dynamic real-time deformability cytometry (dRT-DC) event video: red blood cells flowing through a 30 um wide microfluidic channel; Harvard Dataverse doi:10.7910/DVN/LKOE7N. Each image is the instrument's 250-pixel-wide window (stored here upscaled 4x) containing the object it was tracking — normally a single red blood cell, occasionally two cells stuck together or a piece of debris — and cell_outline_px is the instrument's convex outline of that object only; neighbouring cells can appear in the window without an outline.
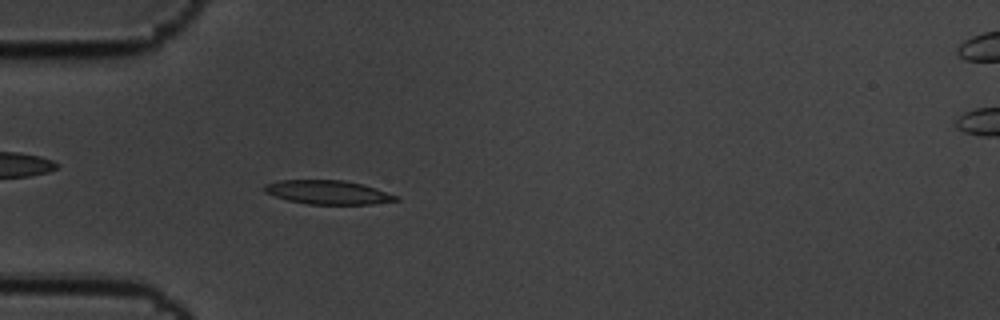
{"species": "common noctule bat (a hibernating species)", "species_latin": "Nyctalus noctula", "temperature_condition": "cold", "stored_images_in_passage": 56, "camera_frame_rate_fps": 3000, "um_per_image_px": 0.085, "animal": {"sex": "male", "body_mass_g": 19.5, "forearm_length_mm": 54.6}, "frame": {"image": 1, "passage_image": 15, "time_ms": 4.667, "image_size_px": [1000, 320], "cell_outline_px": [[400, 200], [368, 204], [308, 204], [288, 200], [264, 192], [264, 184], [280, 180], [344, 180], [360, 184], [400, 196]], "centroid_in_image_um": [27.86, 16.34], "position_along_channel_um": 57.1, "area_um2": 18.09}}
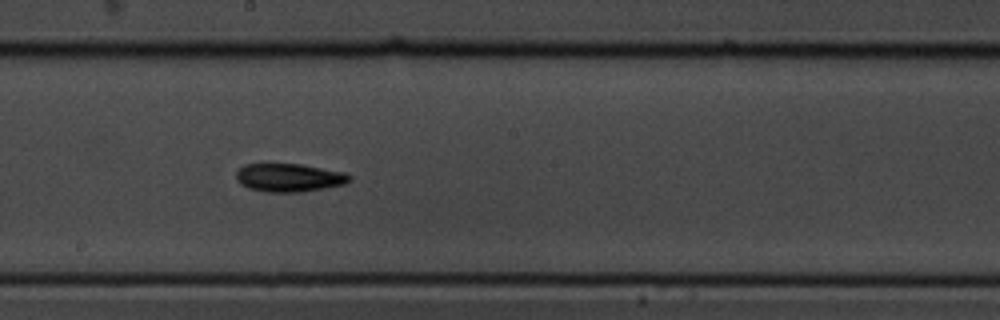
{"frame": {"image": 2, "passage_image": 30, "time_ms": 9.667, "image_size_px": [1000, 320], "cell_outline_px": [[352, 180], [344, 184], [324, 188], [300, 192], [268, 192], [248, 188], [240, 184], [236, 180], [236, 172], [244, 164], [300, 164], [344, 172], [352, 176]], "centroid_in_image_um": [24.57, 15.1], "position_along_channel_um": 223.6, "area_um2": 18.67}}
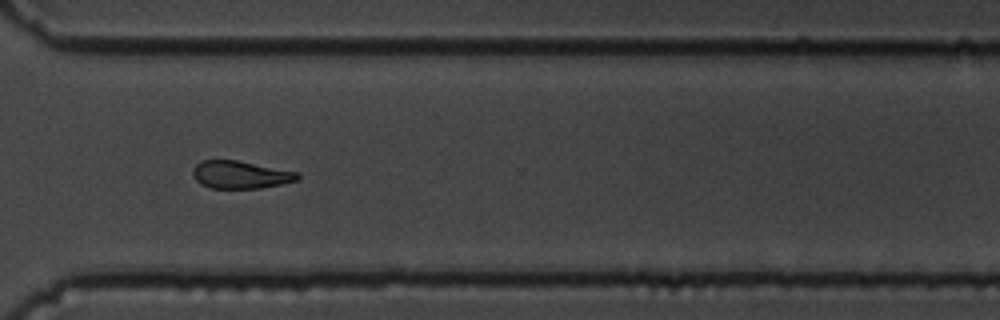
{"frame": {"image": 3, "passage_image": 41, "time_ms": 13.333, "image_size_px": [1000, 320], "cell_outline_px": [[300, 180], [260, 188], [208, 188], [200, 184], [196, 180], [192, 172], [192, 168], [200, 160], [236, 160], [300, 172]], "centroid_in_image_um": [20.44, 14.85], "position_along_channel_um": 350.2, "area_um2": 17.05}, "authors_computed_cell_mechanics": {"area_um2": 17.9469, "velocity_mm_per_s": 3.4509, "shape_relaxation_time_tau1_ms": 3.2447, "shape_relaxation_time_tau2_ms": null, "deformation_change_tau1": 0.1285, "deformation_change_tau2": null}}